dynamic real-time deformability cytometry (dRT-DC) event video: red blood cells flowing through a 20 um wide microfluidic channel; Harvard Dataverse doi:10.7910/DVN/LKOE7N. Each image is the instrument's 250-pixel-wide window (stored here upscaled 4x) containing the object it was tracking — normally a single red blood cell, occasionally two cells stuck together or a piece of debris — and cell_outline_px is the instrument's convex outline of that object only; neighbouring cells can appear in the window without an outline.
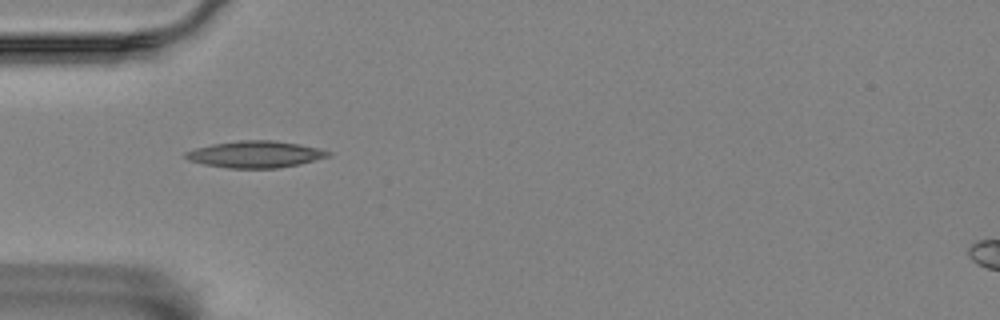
{"species": "Egyptian fruit bat (a non-hibernating species)", "species_latin": "Rousettus aegyptiacus", "temperature_condition": "room temperature", "stored_images_in_passage": 40, "camera_frame_rate_fps": 3000, "um_per_image_px": 0.085, "animal": {"sex": "female"}, "frame": {"image": 1, "passage_image": 1, "time_ms": 0.0, "image_size_px": [1000, 320], "cell_outline_px": [[332, 152], [328, 156], [300, 164], [276, 168], [228, 168], [204, 164], [188, 160], [184, 156], [184, 152], [196, 148], [212, 144], [236, 140], [276, 140], [316, 148]], "centroid_in_image_um": [21.65, 13.11], "position_along_channel_um": 63.4, "area_um2": 22.02}}
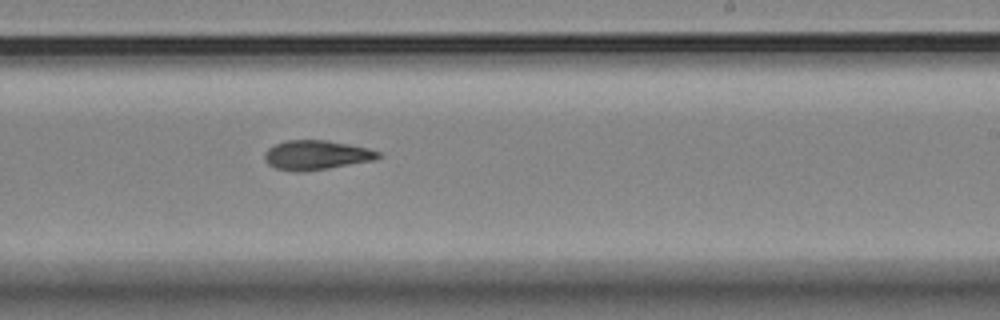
{"frame": {"image": 2, "passage_image": 18, "time_ms": 5.667, "image_size_px": [1000, 320], "cell_outline_px": [[380, 156], [372, 160], [328, 168], [304, 172], [296, 172], [276, 168], [268, 164], [264, 160], [264, 152], [268, 148], [284, 140], [324, 140], [348, 144], [368, 148], [380, 152]], "centroid_in_image_um": [26.83, 13.18], "position_along_channel_um": 262.2, "area_um2": 19.36}}
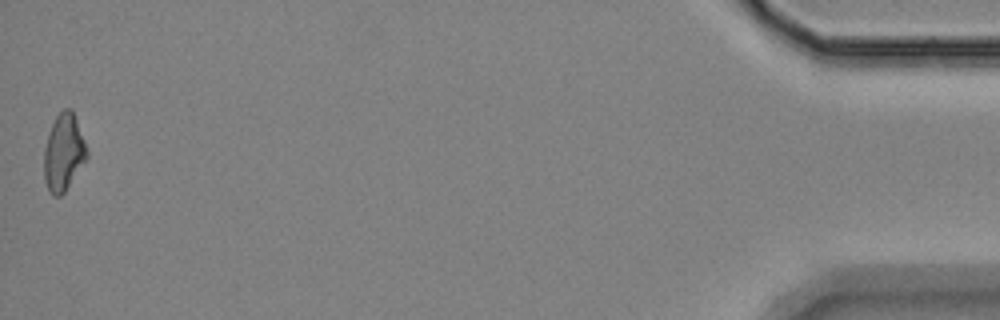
{"frame": {"image": 3, "passage_image": 40, "time_ms": 13.0, "image_size_px": [1000, 320], "cell_outline_px": [[88, 156], [64, 192], [60, 196], [52, 196], [44, 180], [44, 148], [52, 124], [56, 116], [64, 108], [72, 108], [84, 140], [88, 152]], "centroid_in_image_um": [5.4, 12.95], "position_along_channel_um": 429.8, "area_um2": 18.96}}